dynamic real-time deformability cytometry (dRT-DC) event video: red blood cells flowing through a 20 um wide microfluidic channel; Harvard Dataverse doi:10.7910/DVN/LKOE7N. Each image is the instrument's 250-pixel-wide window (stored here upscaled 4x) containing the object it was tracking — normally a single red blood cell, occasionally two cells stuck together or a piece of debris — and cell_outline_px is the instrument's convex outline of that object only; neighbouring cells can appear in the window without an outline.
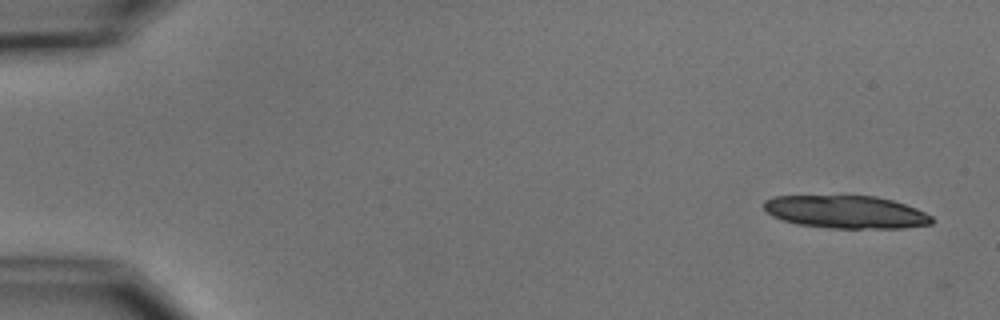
{"species": "common noctule bat (a hibernating species)", "species_latin": "Nyctalus noctula", "temperature_condition": "cold", "stored_images_in_passage": 7, "camera_frame_rate_fps": 3000, "um_per_image_px": 0.085, "animal": {"sex": "male", "body_mass_g": 15.6}, "frame": {"image": 1, "passage_image": 1, "time_ms": 0.0, "image_size_px": [1000, 320], "cell_outline_px": [[932, 224], [904, 228], [832, 228], [796, 224], [772, 216], [764, 208], [764, 200], [772, 196], [876, 196], [892, 200], [916, 208], [932, 216]], "centroid_in_image_um": [71.91, 18.02], "position_along_channel_um": 13.1, "area_um2": 32.02}}
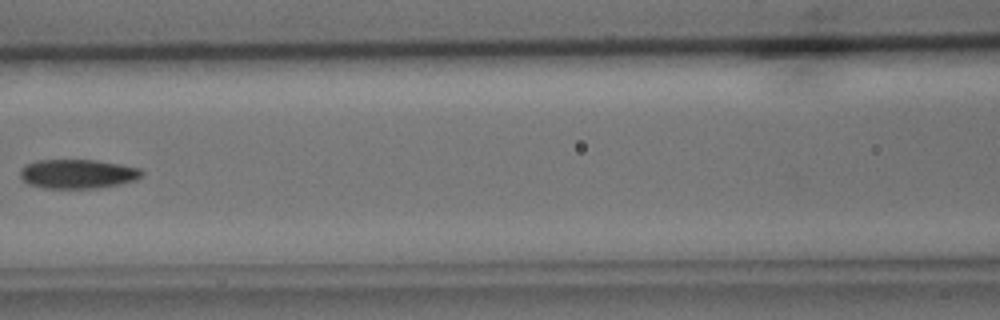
{"frame": {"image": 2, "passage_image": 7, "time_ms": 7.667, "image_size_px": [1000, 320], "cell_outline_px": [[144, 172], [136, 180], [120, 184], [96, 188], [44, 188], [28, 184], [20, 176], [20, 168], [24, 164], [36, 160], [96, 160], [120, 164], [140, 168]], "centroid_in_image_um": [6.58, 14.77], "position_along_channel_um": 160.0, "area_um2": 20.81}}